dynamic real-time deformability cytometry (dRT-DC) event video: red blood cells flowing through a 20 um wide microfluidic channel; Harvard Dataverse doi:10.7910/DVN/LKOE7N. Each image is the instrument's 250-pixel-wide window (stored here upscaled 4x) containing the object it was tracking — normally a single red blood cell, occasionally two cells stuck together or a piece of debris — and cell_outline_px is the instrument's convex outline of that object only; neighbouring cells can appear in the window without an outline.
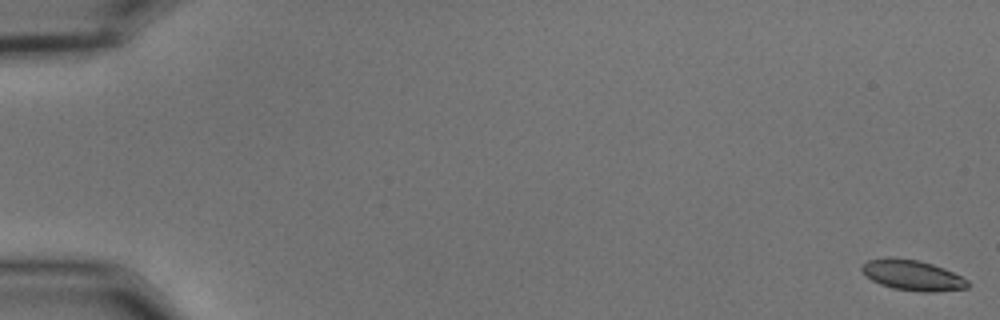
{"species": "common noctule bat (a hibernating species)", "species_latin": "Nyctalus noctula", "temperature_condition": "cold", "stored_images_in_passage": 18, "camera_frame_rate_fps": 3000, "um_per_image_px": 0.085, "animal": {"sex": "male", "body_mass_g": 15.6}, "frame": {"image": 1, "passage_image": 1, "time_ms": 0.0, "image_size_px": [1000, 320], "cell_outline_px": [[972, 284], [968, 288], [936, 292], [920, 292], [892, 288], [880, 284], [864, 276], [860, 268], [868, 260], [920, 260], [944, 268], [968, 280]], "centroid_in_image_um": [77.63, 23.45], "position_along_channel_um": 7.4, "area_um2": 18.38}}